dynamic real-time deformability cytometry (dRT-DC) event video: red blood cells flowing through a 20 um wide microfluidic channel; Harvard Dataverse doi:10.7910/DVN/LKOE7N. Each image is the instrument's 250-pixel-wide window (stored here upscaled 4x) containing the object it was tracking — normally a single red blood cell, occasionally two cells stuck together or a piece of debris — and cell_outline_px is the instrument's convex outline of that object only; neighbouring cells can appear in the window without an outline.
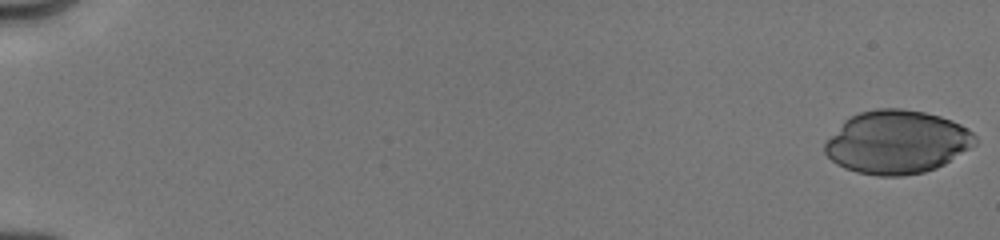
{"species": "human", "species_latin": "Homo sapiens", "temperature_condition": "cold", "stored_images_in_passage": 24, "camera_frame_rate_fps": 3000, "um_per_image_px": 0.085, "donor": {"sex": "male"}, "frame": {"image": 1, "passage_image": 1, "time_ms": 0.0, "image_size_px": [1000, 240], "cell_outline_px": [[976, 144], [944, 164], [936, 168], [924, 172], [904, 176], [876, 176], [856, 172], [844, 168], [836, 164], [824, 152], [824, 144], [844, 120], [860, 112], [876, 108], [900, 108], [924, 112], [940, 116], [952, 120], [960, 124], [972, 132], [976, 136]], "centroid_in_image_um": [76.23, 12.08], "position_along_channel_um": 8.8, "area_um2": 55.43}}
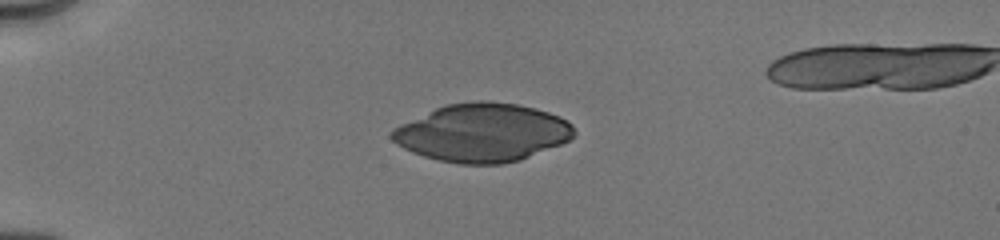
{"frame": {"image": 2, "passage_image": 15, "time_ms": 4.667, "image_size_px": [1000, 240], "cell_outline_px": [[576, 132], [568, 140], [560, 144], [520, 160], [500, 164], [460, 164], [440, 160], [424, 156], [412, 152], [396, 144], [388, 136], [392, 128], [400, 124], [436, 108], [448, 104], [480, 100], [488, 100], [516, 104], [536, 108], [560, 116], [572, 124]], "centroid_in_image_um": [40.99, 11.27], "position_along_channel_um": 44.0, "area_um2": 61.73}}